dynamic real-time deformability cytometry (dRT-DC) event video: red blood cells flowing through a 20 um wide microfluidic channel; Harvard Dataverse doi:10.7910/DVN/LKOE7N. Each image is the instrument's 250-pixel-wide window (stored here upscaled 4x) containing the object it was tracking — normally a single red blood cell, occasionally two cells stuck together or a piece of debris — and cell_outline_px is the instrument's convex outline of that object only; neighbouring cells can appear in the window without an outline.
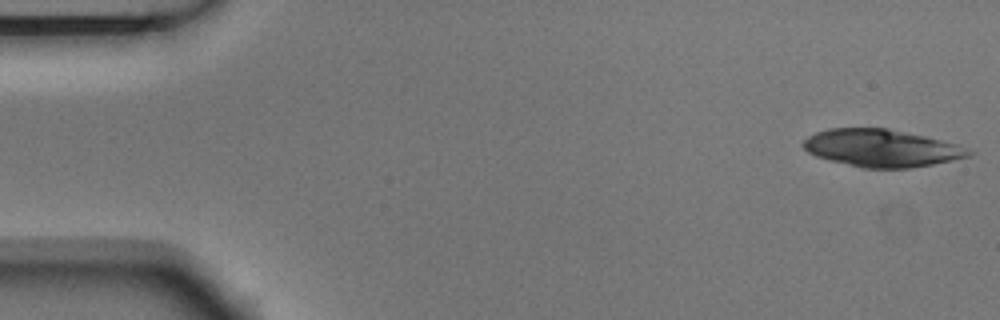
{"species": "Egyptian fruit bat (a non-hibernating species)", "species_latin": "Rousettus aegyptiacus", "temperature_condition": "room temperature", "stored_images_in_passage": 4, "camera_frame_rate_fps": 3000, "um_per_image_px": 0.085, "animal": {"sex": "male"}, "frame": {"image": 1, "passage_image": 1, "time_ms": 0.0, "image_size_px": [1000, 320], "cell_outline_px": [[976, 152], [972, 156], [932, 164], [908, 168], [864, 168], [816, 156], [808, 152], [800, 144], [808, 136], [816, 132], [828, 128], [888, 128], [924, 136], [956, 144], [968, 148]], "centroid_in_image_um": [74.94, 12.58], "position_along_channel_um": 10.1, "area_um2": 35.89}}